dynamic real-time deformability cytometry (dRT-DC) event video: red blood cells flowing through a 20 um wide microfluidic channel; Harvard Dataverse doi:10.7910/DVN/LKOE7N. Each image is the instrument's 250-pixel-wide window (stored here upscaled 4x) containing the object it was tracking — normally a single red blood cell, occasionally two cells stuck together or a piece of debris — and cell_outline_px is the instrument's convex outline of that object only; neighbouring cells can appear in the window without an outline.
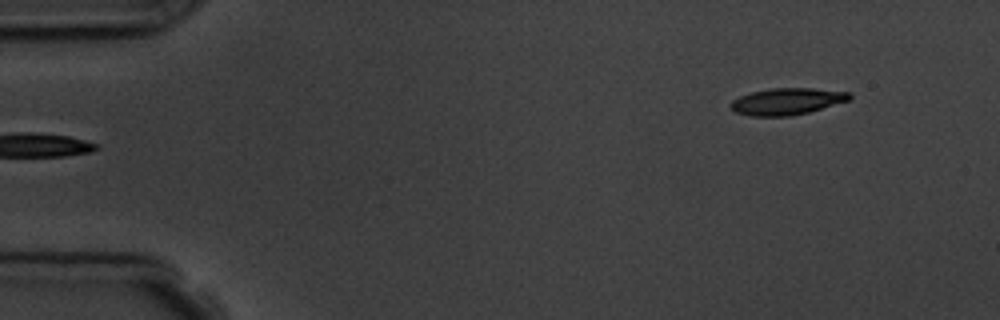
{"species": "common noctule bat (a hibernating species)", "species_latin": "Nyctalus noctula", "temperature_condition": "room temperature", "stored_images_in_passage": 5, "segment_of_instrument_passage": [2, 2], "camera_frame_rate_fps": 3000, "um_per_image_px": 0.085, "animal": {"sex": "male", "body_mass_g": 19.5, "forearm_length_mm": 54.6}, "frame": {"image": 1, "passage_image": 5, "time_ms": 4.667, "image_size_px": [1000, 320], "cell_outline_px": [[852, 96], [848, 100], [808, 112], [792, 116], [752, 116], [736, 112], [728, 104], [732, 100], [740, 96], [752, 92], [772, 88], [812, 88], [848, 92]], "centroid_in_image_um": [66.85, 8.62], "position_along_channel_um": 18.1, "area_um2": 18.26}}